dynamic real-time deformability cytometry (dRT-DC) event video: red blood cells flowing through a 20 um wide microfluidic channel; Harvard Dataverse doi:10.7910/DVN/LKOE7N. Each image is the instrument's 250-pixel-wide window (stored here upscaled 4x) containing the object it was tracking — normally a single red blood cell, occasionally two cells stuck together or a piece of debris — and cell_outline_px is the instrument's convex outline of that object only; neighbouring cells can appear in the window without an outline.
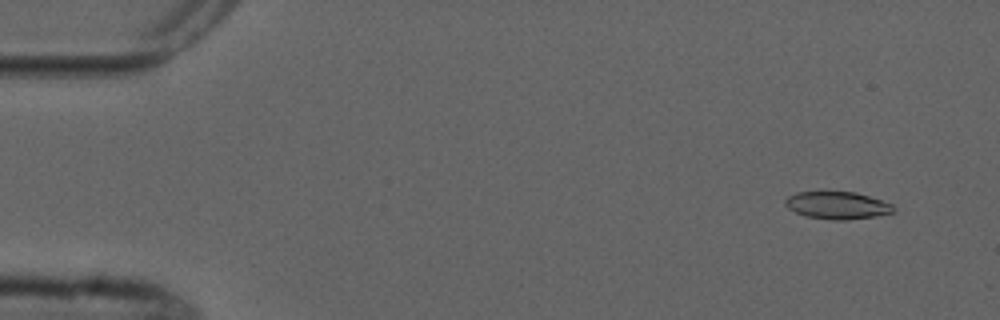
{"species": "common noctule bat (a hibernating species)", "species_latin": "Nyctalus noctula", "temperature_condition": "cold", "stored_images_in_passage": 5, "camera_frame_rate_fps": 3000, "um_per_image_px": 0.085, "animal": {"sex": "male", "forearm_length_mm": 52.5}, "frame": {"image": 1, "passage_image": 2, "time_ms": 1.0, "image_size_px": [1000, 320], "cell_outline_px": [[896, 208], [892, 212], [876, 216], [844, 220], [832, 220], [804, 216], [788, 208], [784, 204], [784, 200], [788, 196], [796, 192], [856, 192], [892, 204]], "centroid_in_image_um": [71.14, 17.46], "position_along_channel_um": 13.9, "area_um2": 17.22}}
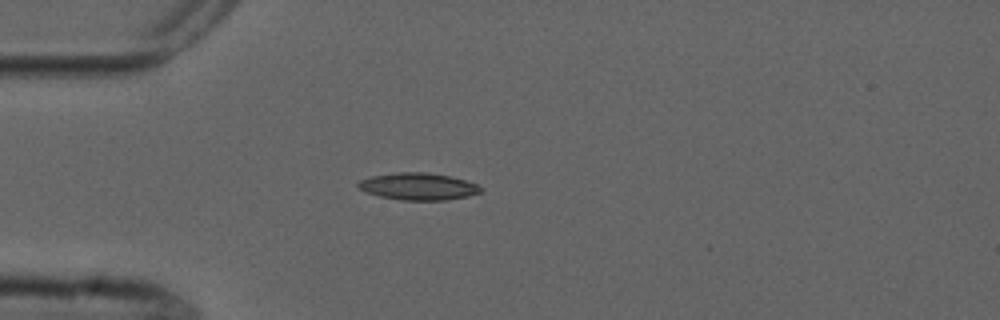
{"frame": {"image": 2, "passage_image": 5, "time_ms": 4.667, "image_size_px": [1000, 320], "cell_outline_px": [[484, 188], [480, 192], [468, 196], [448, 200], [400, 200], [380, 196], [368, 192], [360, 188], [356, 184], [360, 180], [372, 176], [400, 172], [428, 172], [448, 176], [464, 180], [476, 184]], "centroid_in_image_um": [35.57, 15.85], "position_along_channel_um": 49.4, "area_um2": 19.13}}